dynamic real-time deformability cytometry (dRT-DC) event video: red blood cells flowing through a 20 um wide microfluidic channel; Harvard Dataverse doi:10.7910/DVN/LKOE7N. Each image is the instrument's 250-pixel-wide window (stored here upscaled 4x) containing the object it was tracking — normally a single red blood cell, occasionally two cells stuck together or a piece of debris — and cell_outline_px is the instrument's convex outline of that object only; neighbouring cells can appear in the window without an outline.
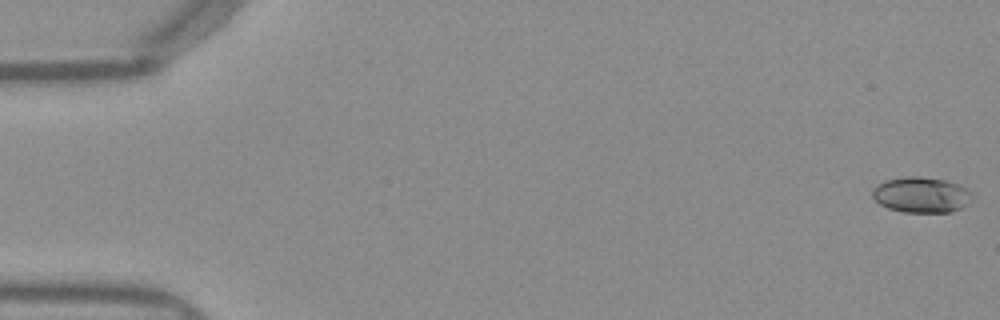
{"species": "Egyptian fruit bat (a non-hibernating species)", "species_latin": "Rousettus aegyptiacus", "temperature_condition": "warm", "stored_images_in_passage": 51, "camera_frame_rate_fps": 3000, "um_per_image_px": 0.085, "frame": {"image": 1, "passage_image": 1, "time_ms": 0.0, "image_size_px": [1000, 320], "cell_outline_px": [[972, 196], [968, 204], [952, 212], [904, 212], [888, 208], [880, 204], [872, 196], [872, 188], [876, 184], [884, 180], [908, 176], [920, 176], [944, 180], [968, 188], [972, 192]], "centroid_in_image_um": [78.29, 16.55], "position_along_channel_um": 6.7, "area_um2": 20.81}}
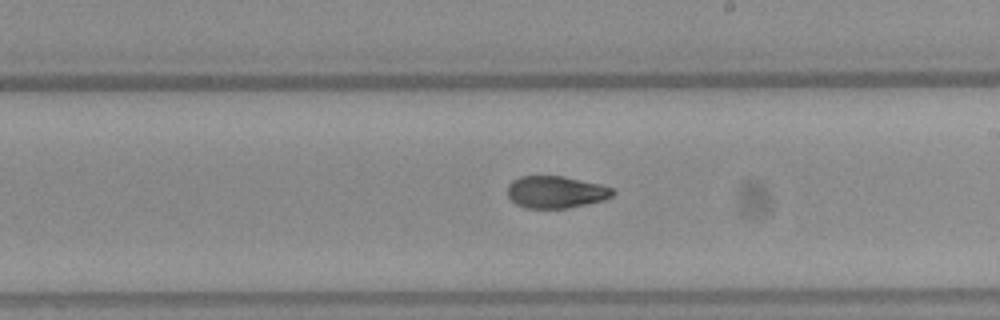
{"frame": {"image": 2, "passage_image": 30, "time_ms": 9.667, "image_size_px": [1000, 320], "cell_outline_px": [[616, 192], [612, 196], [604, 200], [568, 208], [528, 208], [516, 204], [508, 196], [508, 184], [512, 180], [520, 176], [564, 176], [600, 184], [612, 188]], "centroid_in_image_um": [47.25, 16.32], "position_along_channel_um": 241.7, "area_um2": 19.71}}
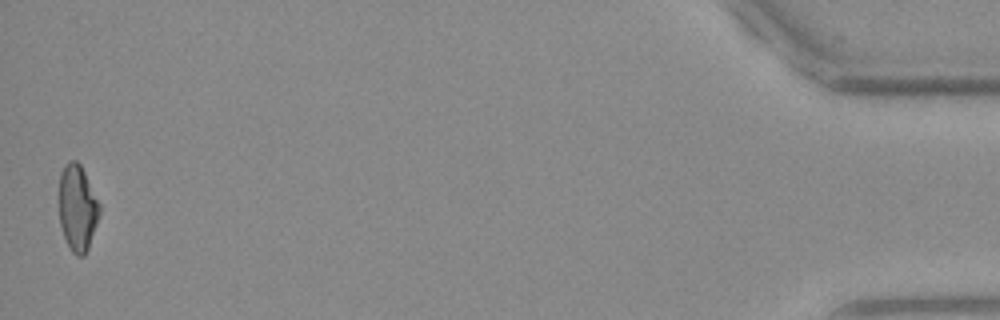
{"frame": {"image": 3, "passage_image": 51, "time_ms": 16.667, "image_size_px": [1000, 320], "cell_outline_px": [[100, 216], [88, 248], [84, 256], [76, 256], [72, 252], [64, 236], [60, 224], [60, 172], [64, 164], [68, 160], [76, 160], [80, 164], [100, 204]], "centroid_in_image_um": [6.59, 17.67], "position_along_channel_um": 428.6, "area_um2": 20.23}, "authors_computed_cell_mechanics": {"area_um2": 20.3456, "velocity_mm_per_s": 3.9917, "shape_relaxation_time_tau1_ms": 8.4138, "shape_relaxation_time_tau2_ms": 2.0042, "deformation_change_tau1": 0.2239, "deformation_change_tau2": 0.0612}}